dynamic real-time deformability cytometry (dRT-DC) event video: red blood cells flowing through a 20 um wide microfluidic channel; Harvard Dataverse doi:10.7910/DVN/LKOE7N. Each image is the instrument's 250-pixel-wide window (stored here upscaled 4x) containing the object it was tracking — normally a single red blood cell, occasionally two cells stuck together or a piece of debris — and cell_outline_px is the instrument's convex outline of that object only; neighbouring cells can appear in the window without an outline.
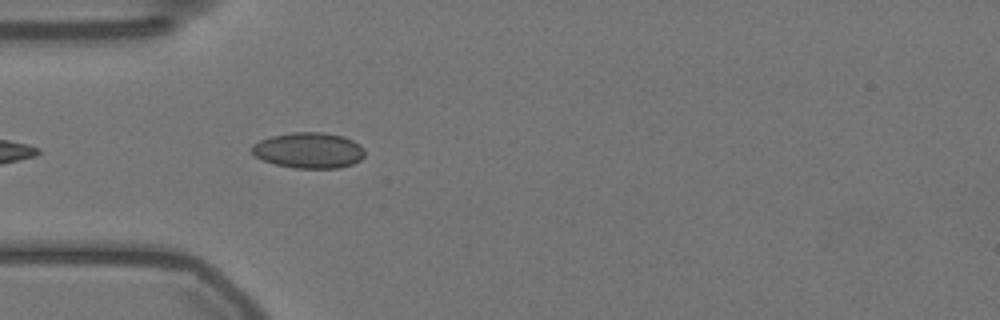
{"species": "Egyptian fruit bat (a non-hibernating species)", "species_latin": "Rousettus aegyptiacus", "temperature_condition": "warm", "stored_images_in_passage": 7, "camera_frame_rate_fps": 3000, "um_per_image_px": 0.085, "animal": {"sex": "female"}, "frame": {"image": 1, "passage_image": 3, "time_ms": 0.667, "image_size_px": [1000, 320], "cell_outline_px": [[364, 156], [360, 160], [352, 164], [340, 168], [296, 168], [276, 164], [264, 160], [256, 156], [252, 152], [252, 144], [260, 140], [272, 136], [292, 132], [320, 132], [344, 136], [360, 144], [364, 148]], "centroid_in_image_um": [26.27, 12.77], "position_along_channel_um": 58.7, "area_um2": 23.47}}